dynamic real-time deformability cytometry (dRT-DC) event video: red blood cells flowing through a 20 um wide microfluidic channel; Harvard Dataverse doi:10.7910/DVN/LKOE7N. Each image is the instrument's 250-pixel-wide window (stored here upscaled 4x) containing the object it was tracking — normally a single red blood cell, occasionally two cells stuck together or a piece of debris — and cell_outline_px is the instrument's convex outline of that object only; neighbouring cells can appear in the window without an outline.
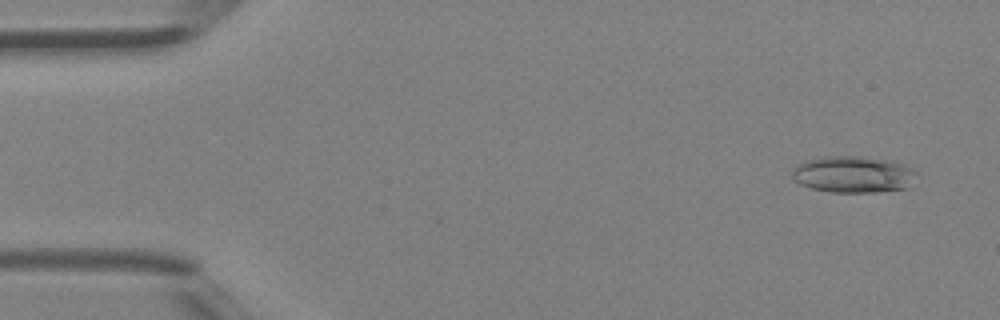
{"species": "Egyptian fruit bat (a non-hibernating species)", "species_latin": "Rousettus aegyptiacus", "temperature_condition": "room temperature", "stored_images_in_passage": 4, "camera_frame_rate_fps": 3000, "um_per_image_px": 0.085, "animal": {"sex": "female"}, "frame": {"image": 1, "passage_image": 1, "time_ms": 0.0, "image_size_px": [1000, 320], "cell_outline_px": [[916, 172], [908, 188], [872, 192], [832, 192], [812, 188], [800, 184], [792, 176], [792, 172], [796, 164], [804, 160], [824, 156], [860, 156], [892, 160], [904, 164], [912, 168]], "centroid_in_image_um": [72.51, 14.8], "position_along_channel_um": 12.5, "area_um2": 26.59}}